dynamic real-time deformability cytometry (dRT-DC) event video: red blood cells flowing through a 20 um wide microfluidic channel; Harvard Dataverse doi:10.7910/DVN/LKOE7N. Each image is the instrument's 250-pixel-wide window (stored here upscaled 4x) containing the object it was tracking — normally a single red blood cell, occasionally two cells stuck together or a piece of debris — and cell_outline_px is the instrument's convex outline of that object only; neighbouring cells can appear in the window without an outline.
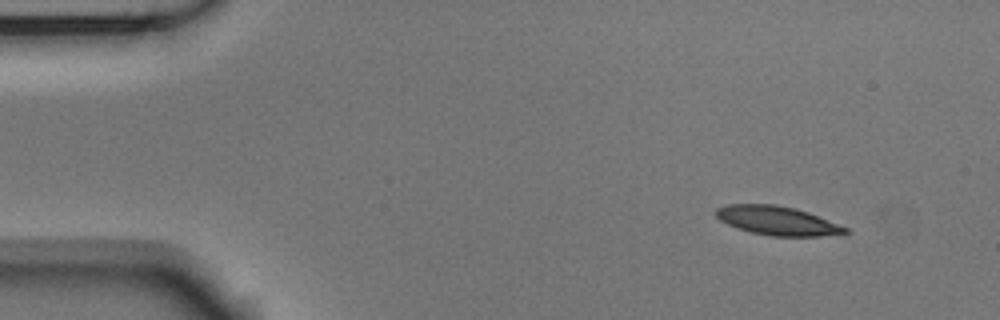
{"species": "Egyptian fruit bat (a non-hibernating species)", "species_latin": "Rousettus aegyptiacus", "temperature_condition": "room temperature", "stored_images_in_passage": 49, "camera_frame_rate_fps": 3000, "um_per_image_px": 0.085, "animal": {"sex": "male"}, "frame": {"image": 1, "passage_image": 1, "time_ms": 0.0, "image_size_px": [1000, 320], "cell_outline_px": [[852, 232], [820, 236], [768, 236], [736, 228], [720, 220], [712, 212], [716, 208], [724, 204], [776, 204], [796, 208], [808, 212], [848, 228]], "centroid_in_image_um": [66.03, 18.74], "position_along_channel_um": 19.0, "area_um2": 21.96}}
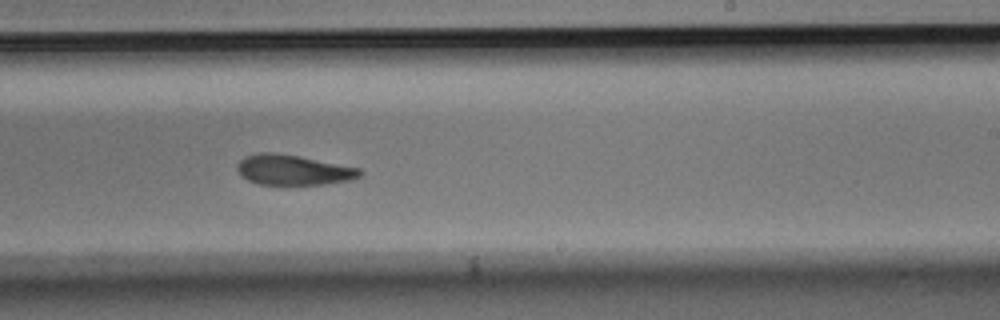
{"frame": {"image": 2, "passage_image": 28, "time_ms": 9.0, "image_size_px": [1000, 320], "cell_outline_px": [[364, 172], [360, 176], [352, 180], [324, 184], [260, 184], [248, 180], [240, 176], [236, 172], [236, 164], [244, 156], [260, 152], [272, 152], [300, 156], [360, 168]], "centroid_in_image_um": [24.9, 14.43], "position_along_channel_um": 264.1, "area_um2": 21.79}}
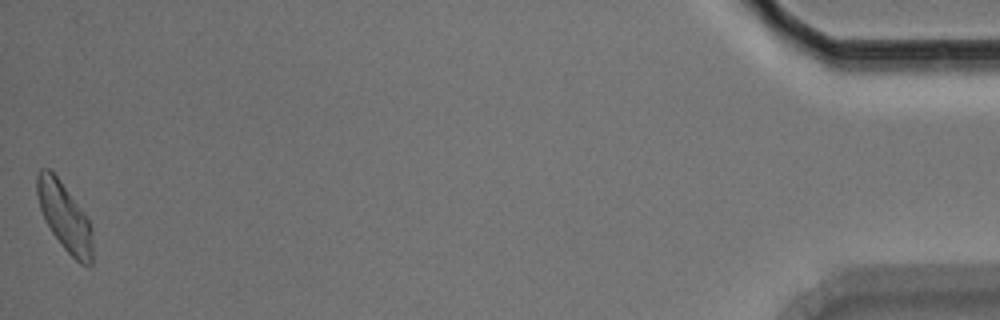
{"frame": {"image": 3, "passage_image": 49, "time_ms": 16.0, "image_size_px": [1000, 320], "cell_outline_px": [[92, 264], [80, 264], [64, 248], [52, 232], [44, 220], [40, 208], [36, 192], [36, 176], [40, 168], [48, 168], [56, 176], [80, 208], [88, 220], [92, 228]], "centroid_in_image_um": [5.47, 18.43], "position_along_channel_um": 429.7, "area_um2": 21.56}, "authors_computed_cell_mechanics": {"area_um2": 22.3686, "velocity_mm_per_s": 3.7183, "shape_relaxation_time_tau1_ms": 4.6684, "shape_relaxation_time_tau2_ms": 4.8931, "deformation_change_tau1": 0.1697, "deformation_change_tau2": 0.1273}}